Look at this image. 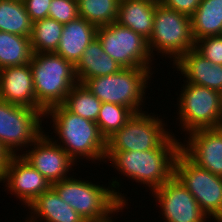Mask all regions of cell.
Returning <instances> with one entry per match:
<instances>
[{"mask_svg": "<svg viewBox=\"0 0 222 222\" xmlns=\"http://www.w3.org/2000/svg\"><path fill=\"white\" fill-rule=\"evenodd\" d=\"M68 175L70 178L52 184L51 187L87 222H108L115 213L123 211L128 205V198L120 192L121 184L117 178L109 182L106 188L103 184L100 186L89 180L73 178L70 173Z\"/></svg>", "mask_w": 222, "mask_h": 222, "instance_id": "1", "label": "cell"}, {"mask_svg": "<svg viewBox=\"0 0 222 222\" xmlns=\"http://www.w3.org/2000/svg\"><path fill=\"white\" fill-rule=\"evenodd\" d=\"M181 141L171 134L158 148L147 151H115L107 160L123 176L147 185L151 192L174 176Z\"/></svg>", "mask_w": 222, "mask_h": 222, "instance_id": "2", "label": "cell"}, {"mask_svg": "<svg viewBox=\"0 0 222 222\" xmlns=\"http://www.w3.org/2000/svg\"><path fill=\"white\" fill-rule=\"evenodd\" d=\"M46 117L52 119L54 133L59 137L52 139L75 162L83 158L91 162L105 160L106 139L100 134L96 122L70 112L63 104L49 108L45 112Z\"/></svg>", "mask_w": 222, "mask_h": 222, "instance_id": "3", "label": "cell"}, {"mask_svg": "<svg viewBox=\"0 0 222 222\" xmlns=\"http://www.w3.org/2000/svg\"><path fill=\"white\" fill-rule=\"evenodd\" d=\"M30 67L37 104L46 112L62 105L71 88L78 83L75 66L52 53H33Z\"/></svg>", "mask_w": 222, "mask_h": 222, "instance_id": "4", "label": "cell"}, {"mask_svg": "<svg viewBox=\"0 0 222 222\" xmlns=\"http://www.w3.org/2000/svg\"><path fill=\"white\" fill-rule=\"evenodd\" d=\"M153 69L122 68L115 74L87 79L83 84L102 103L126 106L134 113H139L143 112L141 106H144L143 103L146 100L144 95Z\"/></svg>", "mask_w": 222, "mask_h": 222, "instance_id": "5", "label": "cell"}, {"mask_svg": "<svg viewBox=\"0 0 222 222\" xmlns=\"http://www.w3.org/2000/svg\"><path fill=\"white\" fill-rule=\"evenodd\" d=\"M151 56L162 54L174 64L182 55L195 47L191 17L157 3L152 35L147 40Z\"/></svg>", "mask_w": 222, "mask_h": 222, "instance_id": "6", "label": "cell"}, {"mask_svg": "<svg viewBox=\"0 0 222 222\" xmlns=\"http://www.w3.org/2000/svg\"><path fill=\"white\" fill-rule=\"evenodd\" d=\"M177 99L180 128L188 135L199 129L222 127L221 93L208 87L183 81Z\"/></svg>", "mask_w": 222, "mask_h": 222, "instance_id": "7", "label": "cell"}, {"mask_svg": "<svg viewBox=\"0 0 222 222\" xmlns=\"http://www.w3.org/2000/svg\"><path fill=\"white\" fill-rule=\"evenodd\" d=\"M152 114V115H151ZM162 118L148 112L134 113L127 123L106 139L105 161L115 151H147L158 148L173 132Z\"/></svg>", "mask_w": 222, "mask_h": 222, "instance_id": "8", "label": "cell"}, {"mask_svg": "<svg viewBox=\"0 0 222 222\" xmlns=\"http://www.w3.org/2000/svg\"><path fill=\"white\" fill-rule=\"evenodd\" d=\"M43 117L44 110L19 106L0 99L1 146L10 155L22 154L24 147L25 151L26 148L29 149L28 147L44 133Z\"/></svg>", "mask_w": 222, "mask_h": 222, "instance_id": "9", "label": "cell"}, {"mask_svg": "<svg viewBox=\"0 0 222 222\" xmlns=\"http://www.w3.org/2000/svg\"><path fill=\"white\" fill-rule=\"evenodd\" d=\"M174 176L194 196L201 210L216 222H222V177L199 167L182 151L176 157ZM212 216V217H211Z\"/></svg>", "mask_w": 222, "mask_h": 222, "instance_id": "10", "label": "cell"}, {"mask_svg": "<svg viewBox=\"0 0 222 222\" xmlns=\"http://www.w3.org/2000/svg\"><path fill=\"white\" fill-rule=\"evenodd\" d=\"M97 38L103 51L113 58L122 68H153L147 39L130 28L116 22L98 27ZM152 59V60H151Z\"/></svg>", "mask_w": 222, "mask_h": 222, "instance_id": "11", "label": "cell"}, {"mask_svg": "<svg viewBox=\"0 0 222 222\" xmlns=\"http://www.w3.org/2000/svg\"><path fill=\"white\" fill-rule=\"evenodd\" d=\"M161 208L164 222H206L208 216L201 210L194 196L173 176L152 191ZM164 216V217H163Z\"/></svg>", "mask_w": 222, "mask_h": 222, "instance_id": "12", "label": "cell"}, {"mask_svg": "<svg viewBox=\"0 0 222 222\" xmlns=\"http://www.w3.org/2000/svg\"><path fill=\"white\" fill-rule=\"evenodd\" d=\"M49 137L43 133L30 145L31 151L30 149L23 151L21 156L52 185L70 178L67 174L76 163L52 137Z\"/></svg>", "mask_w": 222, "mask_h": 222, "instance_id": "13", "label": "cell"}, {"mask_svg": "<svg viewBox=\"0 0 222 222\" xmlns=\"http://www.w3.org/2000/svg\"><path fill=\"white\" fill-rule=\"evenodd\" d=\"M4 183L10 195L12 193L22 201L24 207L51 187L45 177L21 155H10L8 158Z\"/></svg>", "mask_w": 222, "mask_h": 222, "instance_id": "14", "label": "cell"}, {"mask_svg": "<svg viewBox=\"0 0 222 222\" xmlns=\"http://www.w3.org/2000/svg\"><path fill=\"white\" fill-rule=\"evenodd\" d=\"M188 134L186 143L181 142V151L199 167L222 177V127Z\"/></svg>", "mask_w": 222, "mask_h": 222, "instance_id": "15", "label": "cell"}, {"mask_svg": "<svg viewBox=\"0 0 222 222\" xmlns=\"http://www.w3.org/2000/svg\"><path fill=\"white\" fill-rule=\"evenodd\" d=\"M0 99L11 104L43 110L36 101L29 63L0 69Z\"/></svg>", "mask_w": 222, "mask_h": 222, "instance_id": "16", "label": "cell"}, {"mask_svg": "<svg viewBox=\"0 0 222 222\" xmlns=\"http://www.w3.org/2000/svg\"><path fill=\"white\" fill-rule=\"evenodd\" d=\"M28 208L31 214L25 222H87L52 187L39 195Z\"/></svg>", "mask_w": 222, "mask_h": 222, "instance_id": "17", "label": "cell"}, {"mask_svg": "<svg viewBox=\"0 0 222 222\" xmlns=\"http://www.w3.org/2000/svg\"><path fill=\"white\" fill-rule=\"evenodd\" d=\"M97 30L98 27L81 17L64 24L55 53L75 66L88 45L97 38Z\"/></svg>", "mask_w": 222, "mask_h": 222, "instance_id": "18", "label": "cell"}, {"mask_svg": "<svg viewBox=\"0 0 222 222\" xmlns=\"http://www.w3.org/2000/svg\"><path fill=\"white\" fill-rule=\"evenodd\" d=\"M157 3L147 0H120L116 23L149 39L153 32Z\"/></svg>", "mask_w": 222, "mask_h": 222, "instance_id": "19", "label": "cell"}, {"mask_svg": "<svg viewBox=\"0 0 222 222\" xmlns=\"http://www.w3.org/2000/svg\"><path fill=\"white\" fill-rule=\"evenodd\" d=\"M121 69L122 67L103 51L99 39L95 38L75 65V74L78 83L83 84L87 79L115 74Z\"/></svg>", "mask_w": 222, "mask_h": 222, "instance_id": "20", "label": "cell"}, {"mask_svg": "<svg viewBox=\"0 0 222 222\" xmlns=\"http://www.w3.org/2000/svg\"><path fill=\"white\" fill-rule=\"evenodd\" d=\"M191 26L194 41L222 35V0H201L191 16Z\"/></svg>", "mask_w": 222, "mask_h": 222, "instance_id": "21", "label": "cell"}, {"mask_svg": "<svg viewBox=\"0 0 222 222\" xmlns=\"http://www.w3.org/2000/svg\"><path fill=\"white\" fill-rule=\"evenodd\" d=\"M33 53L30 37L0 31V69L28 64Z\"/></svg>", "mask_w": 222, "mask_h": 222, "instance_id": "22", "label": "cell"}, {"mask_svg": "<svg viewBox=\"0 0 222 222\" xmlns=\"http://www.w3.org/2000/svg\"><path fill=\"white\" fill-rule=\"evenodd\" d=\"M173 68L184 76L183 81L211 89V75L213 63L204 58L194 48L182 55Z\"/></svg>", "mask_w": 222, "mask_h": 222, "instance_id": "23", "label": "cell"}, {"mask_svg": "<svg viewBox=\"0 0 222 222\" xmlns=\"http://www.w3.org/2000/svg\"><path fill=\"white\" fill-rule=\"evenodd\" d=\"M32 26L24 2L0 0V31L30 37Z\"/></svg>", "mask_w": 222, "mask_h": 222, "instance_id": "24", "label": "cell"}, {"mask_svg": "<svg viewBox=\"0 0 222 222\" xmlns=\"http://www.w3.org/2000/svg\"><path fill=\"white\" fill-rule=\"evenodd\" d=\"M63 26V24L49 17L33 22L30 36L33 52H56L62 36Z\"/></svg>", "mask_w": 222, "mask_h": 222, "instance_id": "25", "label": "cell"}, {"mask_svg": "<svg viewBox=\"0 0 222 222\" xmlns=\"http://www.w3.org/2000/svg\"><path fill=\"white\" fill-rule=\"evenodd\" d=\"M102 102L82 83L74 85L63 105L72 113L96 122Z\"/></svg>", "mask_w": 222, "mask_h": 222, "instance_id": "26", "label": "cell"}, {"mask_svg": "<svg viewBox=\"0 0 222 222\" xmlns=\"http://www.w3.org/2000/svg\"><path fill=\"white\" fill-rule=\"evenodd\" d=\"M120 0H78V15L96 27L114 23Z\"/></svg>", "mask_w": 222, "mask_h": 222, "instance_id": "27", "label": "cell"}, {"mask_svg": "<svg viewBox=\"0 0 222 222\" xmlns=\"http://www.w3.org/2000/svg\"><path fill=\"white\" fill-rule=\"evenodd\" d=\"M133 114L126 106L103 102L96 121L100 134L107 139L120 130Z\"/></svg>", "mask_w": 222, "mask_h": 222, "instance_id": "28", "label": "cell"}, {"mask_svg": "<svg viewBox=\"0 0 222 222\" xmlns=\"http://www.w3.org/2000/svg\"><path fill=\"white\" fill-rule=\"evenodd\" d=\"M48 17L61 24L76 20L78 15V0H52Z\"/></svg>", "mask_w": 222, "mask_h": 222, "instance_id": "29", "label": "cell"}, {"mask_svg": "<svg viewBox=\"0 0 222 222\" xmlns=\"http://www.w3.org/2000/svg\"><path fill=\"white\" fill-rule=\"evenodd\" d=\"M194 49L213 64L222 65V35L196 40Z\"/></svg>", "mask_w": 222, "mask_h": 222, "instance_id": "30", "label": "cell"}, {"mask_svg": "<svg viewBox=\"0 0 222 222\" xmlns=\"http://www.w3.org/2000/svg\"><path fill=\"white\" fill-rule=\"evenodd\" d=\"M23 2L32 22L48 17L52 0H24Z\"/></svg>", "mask_w": 222, "mask_h": 222, "instance_id": "31", "label": "cell"}, {"mask_svg": "<svg viewBox=\"0 0 222 222\" xmlns=\"http://www.w3.org/2000/svg\"><path fill=\"white\" fill-rule=\"evenodd\" d=\"M161 3L167 8L191 17L201 3V0H162Z\"/></svg>", "mask_w": 222, "mask_h": 222, "instance_id": "32", "label": "cell"}, {"mask_svg": "<svg viewBox=\"0 0 222 222\" xmlns=\"http://www.w3.org/2000/svg\"><path fill=\"white\" fill-rule=\"evenodd\" d=\"M211 89L222 93V65H212Z\"/></svg>", "mask_w": 222, "mask_h": 222, "instance_id": "33", "label": "cell"}, {"mask_svg": "<svg viewBox=\"0 0 222 222\" xmlns=\"http://www.w3.org/2000/svg\"><path fill=\"white\" fill-rule=\"evenodd\" d=\"M10 154L0 144V182L5 180L6 165Z\"/></svg>", "mask_w": 222, "mask_h": 222, "instance_id": "34", "label": "cell"}, {"mask_svg": "<svg viewBox=\"0 0 222 222\" xmlns=\"http://www.w3.org/2000/svg\"><path fill=\"white\" fill-rule=\"evenodd\" d=\"M147 1H151V2H154V3H160L162 0H147Z\"/></svg>", "mask_w": 222, "mask_h": 222, "instance_id": "35", "label": "cell"}, {"mask_svg": "<svg viewBox=\"0 0 222 222\" xmlns=\"http://www.w3.org/2000/svg\"><path fill=\"white\" fill-rule=\"evenodd\" d=\"M221 119H222V93H221Z\"/></svg>", "mask_w": 222, "mask_h": 222, "instance_id": "36", "label": "cell"}]
</instances>
